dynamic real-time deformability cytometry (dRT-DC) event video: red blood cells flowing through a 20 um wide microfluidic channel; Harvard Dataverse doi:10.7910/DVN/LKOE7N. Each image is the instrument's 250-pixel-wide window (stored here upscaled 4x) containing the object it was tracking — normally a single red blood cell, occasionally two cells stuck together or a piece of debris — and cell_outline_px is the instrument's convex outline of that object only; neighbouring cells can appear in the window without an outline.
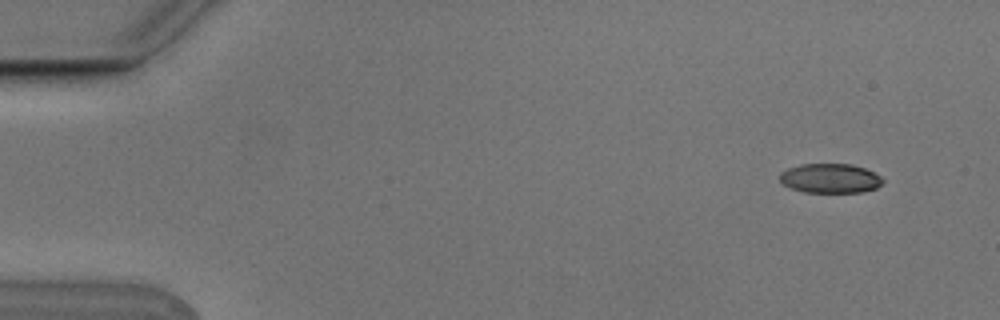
{"species": "Egyptian fruit bat (a non-hibernating species)", "species_latin": "Rousettus aegyptiacus", "temperature_condition": "cold", "stored_images_in_passage": 8, "camera_frame_rate_fps": 3000, "um_per_image_px": 0.085, "animal": {"sex": "male"}, "frame": {"image": 1, "passage_image": 2, "time_ms": 0.333, "image_size_px": [1000, 320], "cell_outline_px": [[884, 180], [876, 188], [860, 192], [804, 192], [792, 188], [784, 184], [780, 180], [780, 172], [788, 168], [800, 164], [852, 164], [864, 168], [880, 176]], "centroid_in_image_um": [70.55, 15.15], "position_along_channel_um": 14.4, "area_um2": 17.51}}
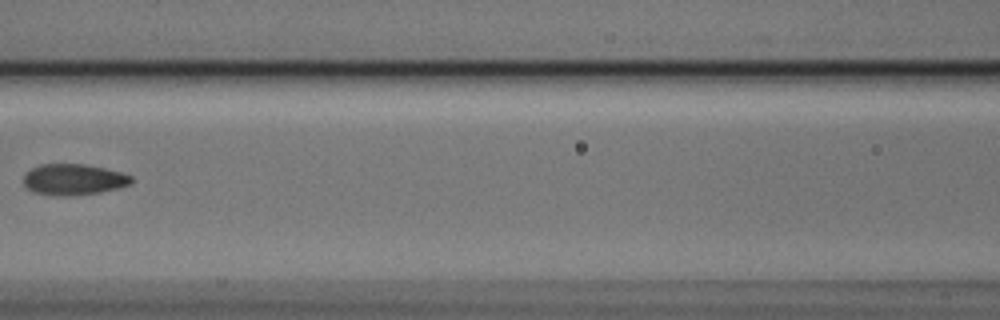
{"frame": {"image": 2, "passage_image": 7, "time_ms": 2.0, "image_size_px": [1000, 320], "cell_outline_px": [[132, 184], [120, 188], [100, 192], [72, 196], [56, 196], [32, 192], [24, 184], [24, 172], [40, 164], [84, 164], [104, 168], [120, 172], [132, 176]], "centroid_in_image_um": [6.25, 15.26], "position_along_channel_um": 160.4, "area_um2": 19.71}}
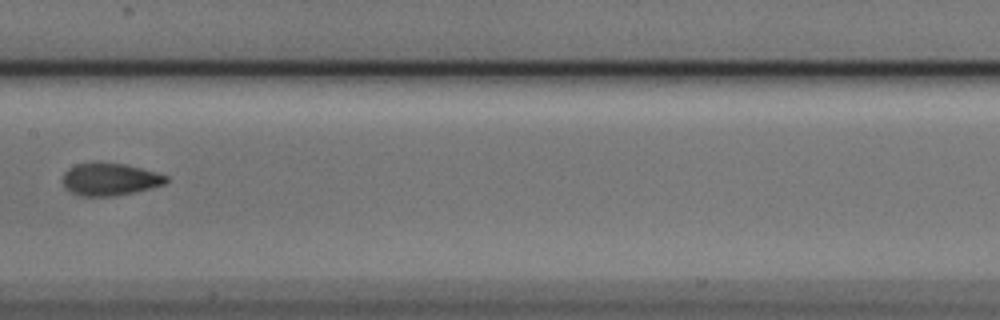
{"frame": {"image": 3, "passage_image": 8, "time_ms": 2.333, "image_size_px": [1000, 320], "cell_outline_px": [[168, 180], [164, 184], [152, 188], [136, 192], [116, 196], [80, 196], [64, 188], [64, 172], [68, 168], [76, 164], [124, 164], [156, 172], [168, 176]], "centroid_in_image_um": [9.36, 15.27], "position_along_channel_um": 198.0, "area_um2": 19.25}}